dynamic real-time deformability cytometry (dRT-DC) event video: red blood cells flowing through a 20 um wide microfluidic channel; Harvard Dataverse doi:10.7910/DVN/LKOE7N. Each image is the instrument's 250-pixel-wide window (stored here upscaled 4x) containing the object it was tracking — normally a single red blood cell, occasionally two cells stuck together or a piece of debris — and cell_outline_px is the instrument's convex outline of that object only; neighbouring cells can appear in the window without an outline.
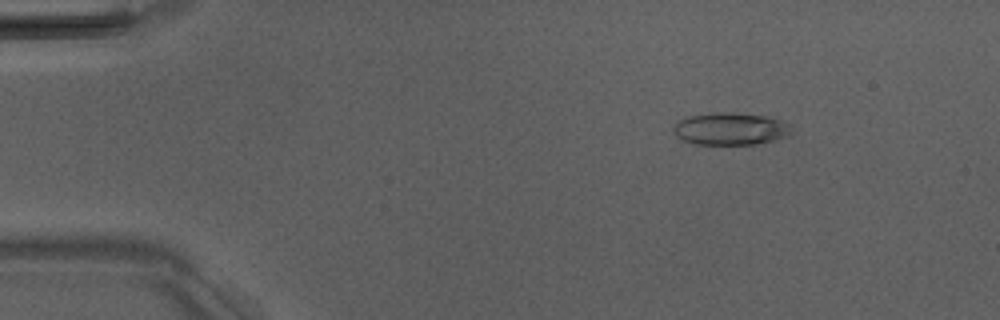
{"species": "Egyptian fruit bat (a non-hibernating species)", "species_latin": "Rousettus aegyptiacus", "temperature_condition": "room temperature", "stored_images_in_passage": 3, "camera_frame_rate_fps": 3000, "um_per_image_px": 0.085, "animal": {"sex": "male"}, "frame": {"image": 1, "passage_image": 1, "time_ms": 0.0, "image_size_px": [1000, 320], "cell_outline_px": [[788, 132], [784, 136], [772, 140], [752, 144], [696, 144], [684, 140], [676, 136], [672, 128], [676, 120], [684, 116], [728, 112], [764, 116], [780, 120], [788, 124]], "centroid_in_image_um": [61.96, 10.94], "position_along_channel_um": 23.0, "area_um2": 21.73}}